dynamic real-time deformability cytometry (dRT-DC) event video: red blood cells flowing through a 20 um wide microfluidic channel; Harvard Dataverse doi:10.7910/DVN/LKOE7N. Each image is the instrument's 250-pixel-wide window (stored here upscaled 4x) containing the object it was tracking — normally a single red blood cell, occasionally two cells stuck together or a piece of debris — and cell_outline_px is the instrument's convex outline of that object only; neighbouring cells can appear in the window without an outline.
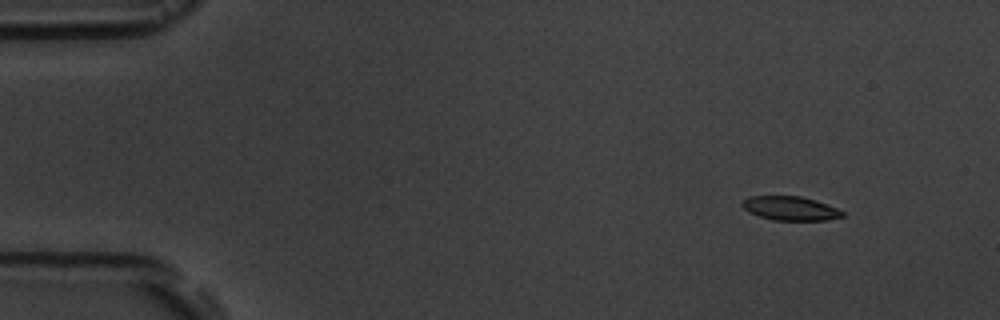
{"species": "common noctule bat (a hibernating species)", "species_latin": "Nyctalus noctula", "temperature_condition": "room temperature", "stored_images_in_passage": 4, "camera_frame_rate_fps": 3000, "um_per_image_px": 0.085, "animal": {"sex": "male", "body_mass_g": 19.5, "forearm_length_mm": 54.6}, "frame": {"image": 1, "passage_image": 1, "time_ms": 0.0, "image_size_px": [1000, 320], "cell_outline_px": [[844, 216], [828, 220], [772, 220], [748, 212], [740, 204], [748, 196], [800, 196], [836, 208], [844, 212]], "centroid_in_image_um": [67.14, 17.72], "position_along_channel_um": 17.9, "area_um2": 13.81}}
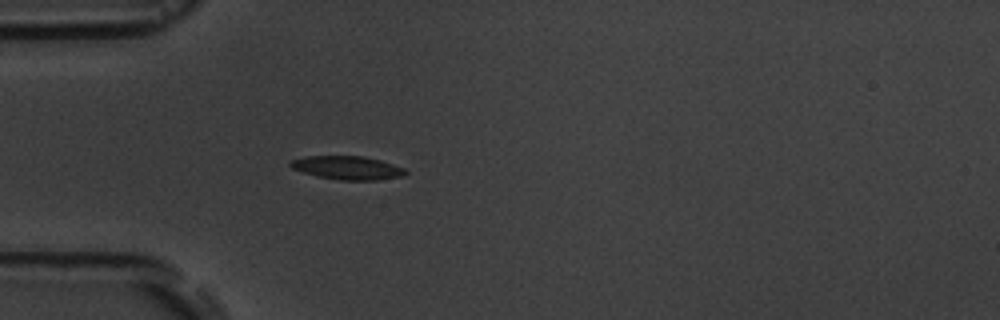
{"frame": {"image": 2, "passage_image": 4, "time_ms": 3.667, "image_size_px": [1000, 320], "cell_outline_px": [[408, 172], [400, 176], [376, 180], [340, 180], [316, 176], [292, 168], [288, 164], [292, 160], [304, 156], [364, 156], [380, 160], [404, 168]], "centroid_in_image_um": [29.51, 14.25], "position_along_channel_um": 55.5, "area_um2": 15.61}}